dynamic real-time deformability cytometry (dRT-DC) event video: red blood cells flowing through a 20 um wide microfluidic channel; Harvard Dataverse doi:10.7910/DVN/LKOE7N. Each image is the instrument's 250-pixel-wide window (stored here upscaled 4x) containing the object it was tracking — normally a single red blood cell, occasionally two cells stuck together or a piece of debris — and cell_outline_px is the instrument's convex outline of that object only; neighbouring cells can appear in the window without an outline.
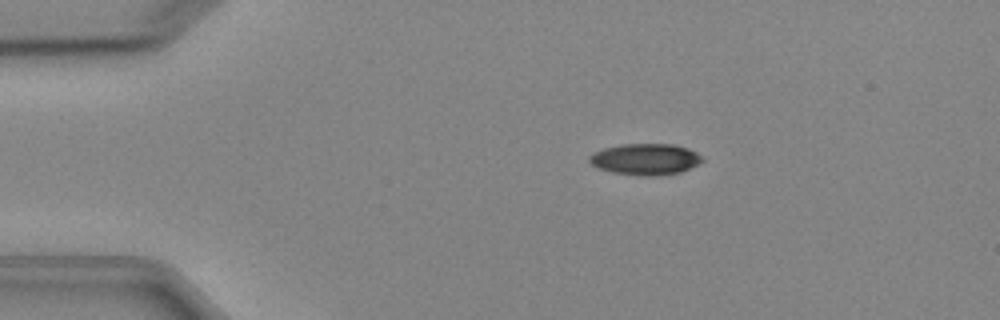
{"species": "Egyptian fruit bat (a non-hibernating species)", "species_latin": "Rousettus aegyptiacus", "temperature_condition": "cold", "stored_images_in_passage": 4, "camera_frame_rate_fps": 3000, "um_per_image_px": 0.085, "animal": {"sex": "female"}, "frame": {"image": 1, "passage_image": 3, "time_ms": 2.333, "image_size_px": [1000, 320], "cell_outline_px": [[704, 160], [680, 172], [656, 176], [640, 176], [612, 172], [596, 168], [588, 160], [588, 156], [592, 152], [604, 148], [624, 144], [672, 144], [688, 148], [696, 152]], "centroid_in_image_um": [54.8, 13.53], "position_along_channel_um": 30.2, "area_um2": 20.58}}